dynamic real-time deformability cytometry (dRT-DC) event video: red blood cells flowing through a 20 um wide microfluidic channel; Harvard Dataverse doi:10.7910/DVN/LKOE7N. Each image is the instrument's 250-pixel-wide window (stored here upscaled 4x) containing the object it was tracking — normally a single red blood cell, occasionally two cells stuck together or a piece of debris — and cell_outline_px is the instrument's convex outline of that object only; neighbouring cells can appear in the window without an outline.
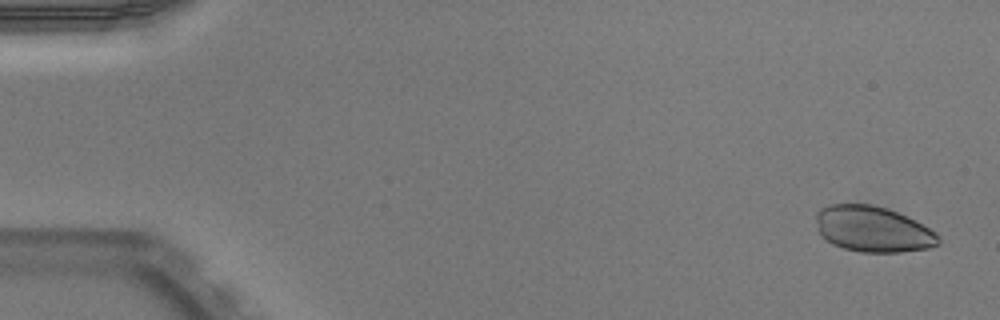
{"species": "Egyptian fruit bat (a non-hibernating species)", "species_latin": "Rousettus aegyptiacus", "temperature_condition": "warm", "stored_images_in_passage": 51, "camera_frame_rate_fps": 3000, "um_per_image_px": 0.085, "animal": {"sex": "male"}, "frame": {"image": 1, "passage_image": 2, "time_ms": 0.333, "image_size_px": [1000, 320], "cell_outline_px": [[940, 244], [928, 248], [900, 252], [860, 252], [844, 248], [832, 244], [820, 236], [816, 220], [816, 212], [820, 208], [828, 204], [872, 204], [888, 208], [908, 216], [916, 220], [936, 232], [940, 240]], "centroid_in_image_um": [74.19, 19.47], "position_along_channel_um": 10.8, "area_um2": 33.0}}
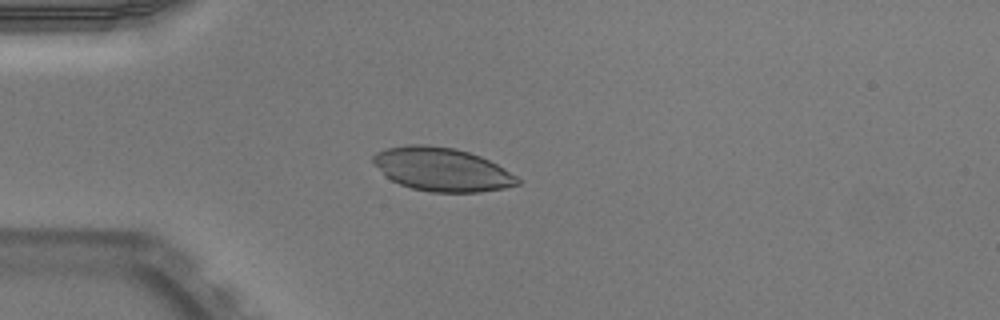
{"frame": {"image": 2, "passage_image": 14, "time_ms": 4.333, "image_size_px": [1000, 320], "cell_outline_px": [[520, 184], [504, 188], [480, 192], [432, 192], [412, 188], [400, 184], [392, 180], [372, 164], [372, 156], [376, 152], [388, 148], [408, 144], [428, 144], [456, 148], [480, 156], [504, 168], [516, 176], [520, 180]], "centroid_in_image_um": [37.55, 14.39], "position_along_channel_um": 47.5, "area_um2": 36.59}}